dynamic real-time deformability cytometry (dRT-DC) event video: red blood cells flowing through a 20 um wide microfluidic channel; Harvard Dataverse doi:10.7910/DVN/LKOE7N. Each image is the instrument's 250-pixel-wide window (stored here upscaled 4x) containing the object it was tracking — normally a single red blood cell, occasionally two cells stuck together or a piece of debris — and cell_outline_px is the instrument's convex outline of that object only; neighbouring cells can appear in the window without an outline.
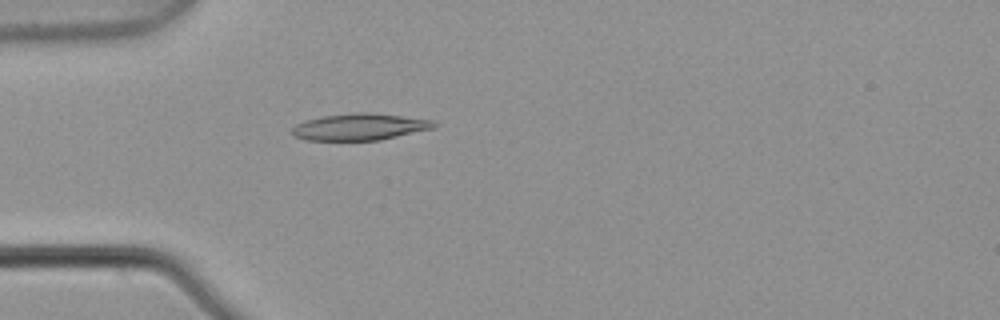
{"species": "common noctule bat (a hibernating species)", "species_latin": "Nyctalus noctula", "temperature_condition": "warm", "stored_images_in_passage": 5, "camera_frame_rate_fps": 3000, "um_per_image_px": 0.085, "animal": {"sex": "male", "body_mass_g": 21.5, "forearm_length_mm": 52.0}, "frame": {"image": 1, "passage_image": 5, "time_ms": 1.333, "image_size_px": [1000, 320], "cell_outline_px": [[440, 124], [432, 128], [380, 140], [304, 140], [292, 136], [292, 128], [296, 124], [308, 120], [324, 116], [356, 112], [368, 112], [432, 120]], "centroid_in_image_um": [30.55, 10.79], "position_along_channel_um": 54.4, "area_um2": 21.85}}